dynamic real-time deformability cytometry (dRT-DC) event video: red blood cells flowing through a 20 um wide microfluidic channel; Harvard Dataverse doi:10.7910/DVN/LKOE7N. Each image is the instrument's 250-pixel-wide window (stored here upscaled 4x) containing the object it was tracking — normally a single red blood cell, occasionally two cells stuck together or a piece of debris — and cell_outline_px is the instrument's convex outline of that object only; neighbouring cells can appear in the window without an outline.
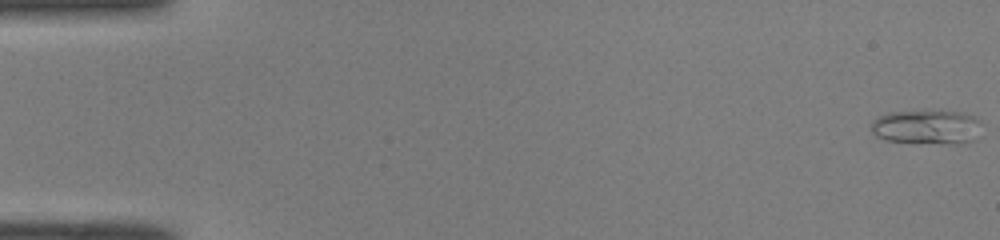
{"species": "common noctule bat (a hibernating species)", "species_latin": "Nyctalus noctula", "temperature_condition": "room temperature", "stored_images_in_passage": 50, "camera_frame_rate_fps": 3000, "um_per_image_px": 0.085, "animal": {"sex": "male", "body_mass_g": 19.0, "forearm_length_mm": 50.8}, "frame": {"image": 1, "passage_image": 1, "time_ms": 0.0, "image_size_px": [1000, 240], "cell_outline_px": [[984, 136], [968, 144], [948, 144], [884, 140], [876, 136], [872, 132], [872, 120], [876, 116], [888, 112], [964, 112], [976, 116], [980, 120]], "centroid_in_image_um": [78.9, 10.83], "position_along_channel_um": 6.1, "area_um2": 22.72}}
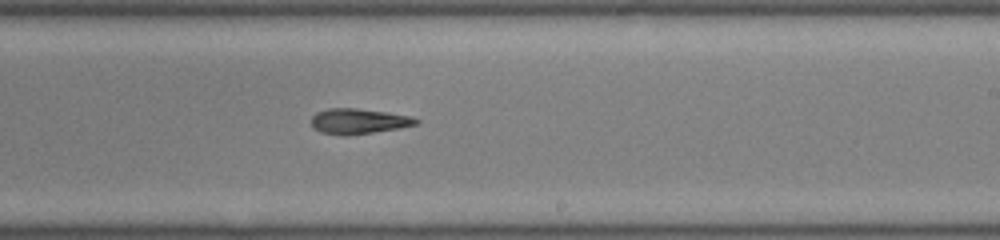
{"frame": {"image": 2, "passage_image": 31, "time_ms": 10.0, "image_size_px": [1000, 240], "cell_outline_px": [[420, 124], [400, 128], [348, 136], [340, 136], [320, 132], [312, 128], [312, 116], [316, 112], [328, 108], [356, 108], [388, 112], [412, 116], [420, 120]], "centroid_in_image_um": [30.49, 10.31], "position_along_channel_um": 258.5, "area_um2": 15.84}}
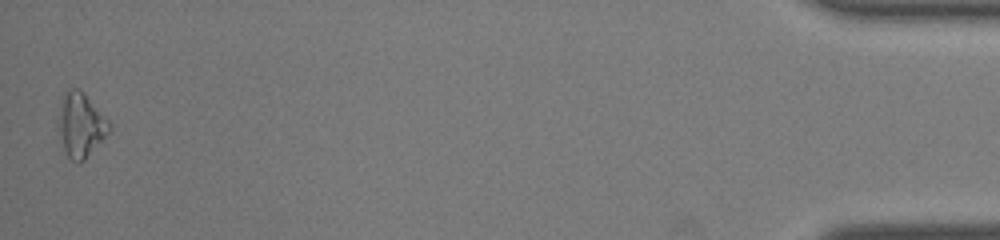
{"frame": {"image": 3, "passage_image": 50, "time_ms": 16.333, "image_size_px": [1000, 240], "cell_outline_px": [[112, 128], [84, 160], [80, 164], [76, 164], [68, 156], [64, 148], [56, 128], [56, 124], [64, 96], [68, 88], [80, 88], [112, 124]], "centroid_in_image_um": [6.85, 10.63], "position_along_channel_um": 428.3, "area_um2": 19.02}, "authors_computed_cell_mechanics": {"area_um2": 16.1551, "velocity_mm_per_s": 4.0992, "shape_relaxation_time_tau1_ms": null, "shape_relaxation_time_tau2_ms": 8.4603, "deformation_change_tau1": null, "deformation_change_tau2": 0.1971}}